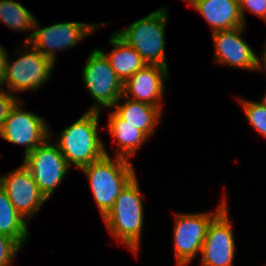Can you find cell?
Listing matches in <instances>:
<instances>
[{
    "mask_svg": "<svg viewBox=\"0 0 266 266\" xmlns=\"http://www.w3.org/2000/svg\"><path fill=\"white\" fill-rule=\"evenodd\" d=\"M100 111L87 110L79 119L60 132L57 146L71 165L81 169L108 156L105 144L98 136Z\"/></svg>",
    "mask_w": 266,
    "mask_h": 266,
    "instance_id": "1",
    "label": "cell"
},
{
    "mask_svg": "<svg viewBox=\"0 0 266 266\" xmlns=\"http://www.w3.org/2000/svg\"><path fill=\"white\" fill-rule=\"evenodd\" d=\"M142 194L137 176L120 192L114 206L103 218L108 231L135 255L141 246L144 225Z\"/></svg>",
    "mask_w": 266,
    "mask_h": 266,
    "instance_id": "2",
    "label": "cell"
},
{
    "mask_svg": "<svg viewBox=\"0 0 266 266\" xmlns=\"http://www.w3.org/2000/svg\"><path fill=\"white\" fill-rule=\"evenodd\" d=\"M129 160L105 155L80 170L89 180L91 191L102 218L112 209L120 192L136 176Z\"/></svg>",
    "mask_w": 266,
    "mask_h": 266,
    "instance_id": "3",
    "label": "cell"
},
{
    "mask_svg": "<svg viewBox=\"0 0 266 266\" xmlns=\"http://www.w3.org/2000/svg\"><path fill=\"white\" fill-rule=\"evenodd\" d=\"M168 8L161 7L116 33L134 48L148 65L168 68L165 30Z\"/></svg>",
    "mask_w": 266,
    "mask_h": 266,
    "instance_id": "4",
    "label": "cell"
},
{
    "mask_svg": "<svg viewBox=\"0 0 266 266\" xmlns=\"http://www.w3.org/2000/svg\"><path fill=\"white\" fill-rule=\"evenodd\" d=\"M83 83L97 103L88 110L111 107L123 96L124 83L115 73L106 55L98 48L89 54L83 68Z\"/></svg>",
    "mask_w": 266,
    "mask_h": 266,
    "instance_id": "5",
    "label": "cell"
},
{
    "mask_svg": "<svg viewBox=\"0 0 266 266\" xmlns=\"http://www.w3.org/2000/svg\"><path fill=\"white\" fill-rule=\"evenodd\" d=\"M98 24H86L80 22H61L40 28L38 20H35L33 32L24 41L26 48L32 45L44 57L56 63L57 50L75 47L90 33L94 32ZM40 28V29H39Z\"/></svg>",
    "mask_w": 266,
    "mask_h": 266,
    "instance_id": "6",
    "label": "cell"
},
{
    "mask_svg": "<svg viewBox=\"0 0 266 266\" xmlns=\"http://www.w3.org/2000/svg\"><path fill=\"white\" fill-rule=\"evenodd\" d=\"M213 213L175 214L173 242L177 266H187L201 252L211 220L226 206L225 196Z\"/></svg>",
    "mask_w": 266,
    "mask_h": 266,
    "instance_id": "7",
    "label": "cell"
},
{
    "mask_svg": "<svg viewBox=\"0 0 266 266\" xmlns=\"http://www.w3.org/2000/svg\"><path fill=\"white\" fill-rule=\"evenodd\" d=\"M48 137L32 152L24 156L23 165L32 173L33 179L47 200L64 180L68 173L66 159L57 144L50 143Z\"/></svg>",
    "mask_w": 266,
    "mask_h": 266,
    "instance_id": "8",
    "label": "cell"
},
{
    "mask_svg": "<svg viewBox=\"0 0 266 266\" xmlns=\"http://www.w3.org/2000/svg\"><path fill=\"white\" fill-rule=\"evenodd\" d=\"M32 47V48H31ZM15 62L7 60L5 86L7 91H36L49 80L55 63L30 46Z\"/></svg>",
    "mask_w": 266,
    "mask_h": 266,
    "instance_id": "9",
    "label": "cell"
},
{
    "mask_svg": "<svg viewBox=\"0 0 266 266\" xmlns=\"http://www.w3.org/2000/svg\"><path fill=\"white\" fill-rule=\"evenodd\" d=\"M22 104L20 100L11 110L0 131V138L25 146L23 156H26L50 137V129L45 118L24 111Z\"/></svg>",
    "mask_w": 266,
    "mask_h": 266,
    "instance_id": "10",
    "label": "cell"
},
{
    "mask_svg": "<svg viewBox=\"0 0 266 266\" xmlns=\"http://www.w3.org/2000/svg\"><path fill=\"white\" fill-rule=\"evenodd\" d=\"M226 205L209 223L201 248V266H233L235 241Z\"/></svg>",
    "mask_w": 266,
    "mask_h": 266,
    "instance_id": "11",
    "label": "cell"
},
{
    "mask_svg": "<svg viewBox=\"0 0 266 266\" xmlns=\"http://www.w3.org/2000/svg\"><path fill=\"white\" fill-rule=\"evenodd\" d=\"M0 186L27 222H30V219L48 201L39 190L32 173L23 164L12 172L0 175Z\"/></svg>",
    "mask_w": 266,
    "mask_h": 266,
    "instance_id": "12",
    "label": "cell"
},
{
    "mask_svg": "<svg viewBox=\"0 0 266 266\" xmlns=\"http://www.w3.org/2000/svg\"><path fill=\"white\" fill-rule=\"evenodd\" d=\"M245 27L240 26L212 33V40L215 46V61L217 63L248 71L257 70L258 56L252 47L240 36Z\"/></svg>",
    "mask_w": 266,
    "mask_h": 266,
    "instance_id": "13",
    "label": "cell"
},
{
    "mask_svg": "<svg viewBox=\"0 0 266 266\" xmlns=\"http://www.w3.org/2000/svg\"><path fill=\"white\" fill-rule=\"evenodd\" d=\"M168 70L159 65H145L124 83L123 95L134 101L157 106L162 111L164 82L168 80Z\"/></svg>",
    "mask_w": 266,
    "mask_h": 266,
    "instance_id": "14",
    "label": "cell"
},
{
    "mask_svg": "<svg viewBox=\"0 0 266 266\" xmlns=\"http://www.w3.org/2000/svg\"><path fill=\"white\" fill-rule=\"evenodd\" d=\"M209 24L212 33L245 26L239 0H185Z\"/></svg>",
    "mask_w": 266,
    "mask_h": 266,
    "instance_id": "15",
    "label": "cell"
},
{
    "mask_svg": "<svg viewBox=\"0 0 266 266\" xmlns=\"http://www.w3.org/2000/svg\"><path fill=\"white\" fill-rule=\"evenodd\" d=\"M112 109L122 120L126 121L127 124L136 126L148 138L154 135L155 127L160 122L162 114L157 106L126 99L124 95L111 107Z\"/></svg>",
    "mask_w": 266,
    "mask_h": 266,
    "instance_id": "16",
    "label": "cell"
},
{
    "mask_svg": "<svg viewBox=\"0 0 266 266\" xmlns=\"http://www.w3.org/2000/svg\"><path fill=\"white\" fill-rule=\"evenodd\" d=\"M109 44L114 47L110 53L100 50L106 55L111 67L123 83L147 65L141 55L116 32L109 39Z\"/></svg>",
    "mask_w": 266,
    "mask_h": 266,
    "instance_id": "17",
    "label": "cell"
},
{
    "mask_svg": "<svg viewBox=\"0 0 266 266\" xmlns=\"http://www.w3.org/2000/svg\"><path fill=\"white\" fill-rule=\"evenodd\" d=\"M107 127L118 145L115 157L129 160L149 139L141 130L137 129L136 126L127 124L114 111L109 113Z\"/></svg>",
    "mask_w": 266,
    "mask_h": 266,
    "instance_id": "18",
    "label": "cell"
},
{
    "mask_svg": "<svg viewBox=\"0 0 266 266\" xmlns=\"http://www.w3.org/2000/svg\"><path fill=\"white\" fill-rule=\"evenodd\" d=\"M28 222L15 209L0 186V234L15 239L21 246L28 239Z\"/></svg>",
    "mask_w": 266,
    "mask_h": 266,
    "instance_id": "19",
    "label": "cell"
},
{
    "mask_svg": "<svg viewBox=\"0 0 266 266\" xmlns=\"http://www.w3.org/2000/svg\"><path fill=\"white\" fill-rule=\"evenodd\" d=\"M35 20L36 16L19 2L0 0V21L10 29L33 32Z\"/></svg>",
    "mask_w": 266,
    "mask_h": 266,
    "instance_id": "20",
    "label": "cell"
},
{
    "mask_svg": "<svg viewBox=\"0 0 266 266\" xmlns=\"http://www.w3.org/2000/svg\"><path fill=\"white\" fill-rule=\"evenodd\" d=\"M244 113L252 125V127L259 132V134L266 137V107L262 106L257 101L240 99Z\"/></svg>",
    "mask_w": 266,
    "mask_h": 266,
    "instance_id": "21",
    "label": "cell"
},
{
    "mask_svg": "<svg viewBox=\"0 0 266 266\" xmlns=\"http://www.w3.org/2000/svg\"><path fill=\"white\" fill-rule=\"evenodd\" d=\"M21 248L15 239L0 234V266H10Z\"/></svg>",
    "mask_w": 266,
    "mask_h": 266,
    "instance_id": "22",
    "label": "cell"
},
{
    "mask_svg": "<svg viewBox=\"0 0 266 266\" xmlns=\"http://www.w3.org/2000/svg\"><path fill=\"white\" fill-rule=\"evenodd\" d=\"M7 90H0V131L4 122L11 113V110L20 101V99Z\"/></svg>",
    "mask_w": 266,
    "mask_h": 266,
    "instance_id": "23",
    "label": "cell"
},
{
    "mask_svg": "<svg viewBox=\"0 0 266 266\" xmlns=\"http://www.w3.org/2000/svg\"><path fill=\"white\" fill-rule=\"evenodd\" d=\"M239 3L244 25H246L244 10H249V12L266 21V0H240Z\"/></svg>",
    "mask_w": 266,
    "mask_h": 266,
    "instance_id": "24",
    "label": "cell"
},
{
    "mask_svg": "<svg viewBox=\"0 0 266 266\" xmlns=\"http://www.w3.org/2000/svg\"><path fill=\"white\" fill-rule=\"evenodd\" d=\"M5 50L0 44V90H4L2 87L5 85V70L9 58Z\"/></svg>",
    "mask_w": 266,
    "mask_h": 266,
    "instance_id": "25",
    "label": "cell"
},
{
    "mask_svg": "<svg viewBox=\"0 0 266 266\" xmlns=\"http://www.w3.org/2000/svg\"><path fill=\"white\" fill-rule=\"evenodd\" d=\"M264 52H262V59L258 57L257 59V71L258 70H265L266 72V45L265 48L263 50Z\"/></svg>",
    "mask_w": 266,
    "mask_h": 266,
    "instance_id": "26",
    "label": "cell"
},
{
    "mask_svg": "<svg viewBox=\"0 0 266 266\" xmlns=\"http://www.w3.org/2000/svg\"><path fill=\"white\" fill-rule=\"evenodd\" d=\"M262 106L266 107V94L264 95V98L262 102H259Z\"/></svg>",
    "mask_w": 266,
    "mask_h": 266,
    "instance_id": "27",
    "label": "cell"
}]
</instances>
